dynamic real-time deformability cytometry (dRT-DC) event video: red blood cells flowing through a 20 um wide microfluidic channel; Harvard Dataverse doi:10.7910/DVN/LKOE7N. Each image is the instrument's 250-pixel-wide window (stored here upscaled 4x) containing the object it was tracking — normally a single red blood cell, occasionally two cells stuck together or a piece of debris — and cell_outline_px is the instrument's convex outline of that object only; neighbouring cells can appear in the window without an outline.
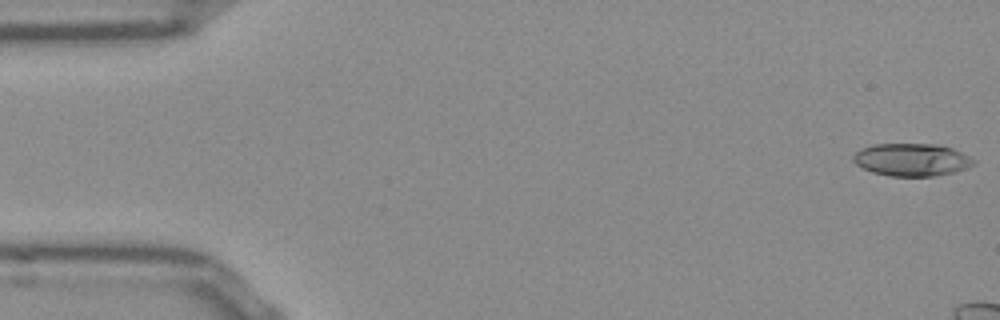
{"species": "Egyptian fruit bat (a non-hibernating species)", "species_latin": "Rousettus aegyptiacus", "temperature_condition": "room temperature", "stored_images_in_passage": 9, "camera_frame_rate_fps": 3000, "um_per_image_px": 0.085, "frame": {"image": 1, "passage_image": 1, "time_ms": 0.0, "image_size_px": [1000, 320], "cell_outline_px": [[976, 164], [968, 168], [952, 172], [932, 176], [888, 176], [872, 172], [856, 164], [852, 160], [852, 156], [856, 152], [872, 144], [940, 144], [952, 148], [976, 160]], "centroid_in_image_um": [77.5, 13.57], "position_along_channel_um": 7.5, "area_um2": 22.89}}